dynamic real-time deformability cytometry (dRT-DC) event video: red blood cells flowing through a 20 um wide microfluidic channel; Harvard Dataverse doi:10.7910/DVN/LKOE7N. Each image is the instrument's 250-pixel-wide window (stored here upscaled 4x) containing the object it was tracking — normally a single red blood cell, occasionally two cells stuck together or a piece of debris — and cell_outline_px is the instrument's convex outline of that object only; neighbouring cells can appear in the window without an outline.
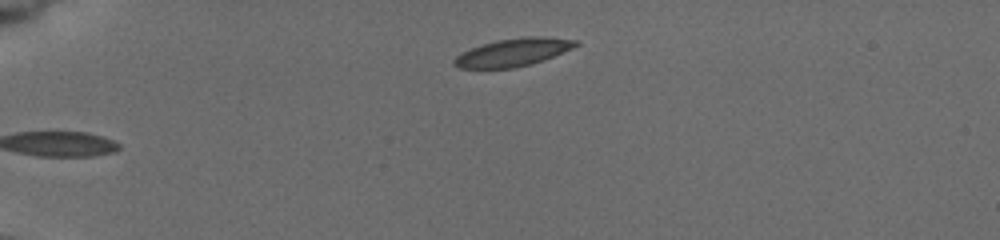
{"species": "common noctule bat (a hibernating species)", "species_latin": "Nyctalus noctula", "temperature_condition": "cold", "stored_images_in_passage": 5, "camera_frame_rate_fps": 3000, "um_per_image_px": 0.085, "animal": {"sex": "female", "body_mass_g": 19.5, "forearm_length_mm": 54.1}, "frame": {"image": 1, "passage_image": 5, "time_ms": 4.0, "image_size_px": [1000, 240], "cell_outline_px": [[580, 44], [572, 48], [544, 60], [512, 68], [456, 68], [452, 64], [452, 60], [460, 52], [496, 40], [528, 36], [544, 36], [580, 40]], "centroid_in_image_um": [43.61, 4.44], "position_along_channel_um": 41.4, "area_um2": 19.77}}